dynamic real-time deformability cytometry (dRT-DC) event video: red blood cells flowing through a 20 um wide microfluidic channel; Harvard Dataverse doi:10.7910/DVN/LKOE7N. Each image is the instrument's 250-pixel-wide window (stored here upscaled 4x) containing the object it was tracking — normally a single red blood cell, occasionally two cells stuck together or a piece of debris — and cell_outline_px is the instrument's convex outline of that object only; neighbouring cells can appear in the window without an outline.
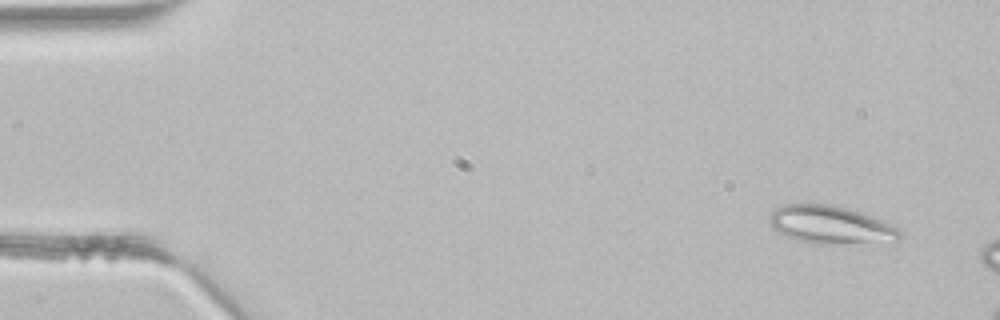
{"species": "common noctule bat (a hibernating species)", "species_latin": "Nyctalus noctula", "temperature_condition": "room temperature", "stored_images_in_passage": 3, "camera_frame_rate_fps": 3000, "um_per_image_px": 0.085, "animal": {"sex": "male", "body_mass_g": 21.5, "forearm_length_mm": 52.0}, "frame": {"image": 1, "passage_image": 1, "time_ms": 0.0, "image_size_px": [1000, 320], "cell_outline_px": [[904, 236], [896, 240], [832, 244], [820, 244], [800, 240], [788, 236], [772, 228], [768, 224], [768, 216], [776, 208], [784, 204], [828, 204], [844, 208], [872, 216], [900, 228], [904, 232]], "centroid_in_image_um": [70.6, 19.1], "position_along_channel_um": 14.4, "area_um2": 28.5}}